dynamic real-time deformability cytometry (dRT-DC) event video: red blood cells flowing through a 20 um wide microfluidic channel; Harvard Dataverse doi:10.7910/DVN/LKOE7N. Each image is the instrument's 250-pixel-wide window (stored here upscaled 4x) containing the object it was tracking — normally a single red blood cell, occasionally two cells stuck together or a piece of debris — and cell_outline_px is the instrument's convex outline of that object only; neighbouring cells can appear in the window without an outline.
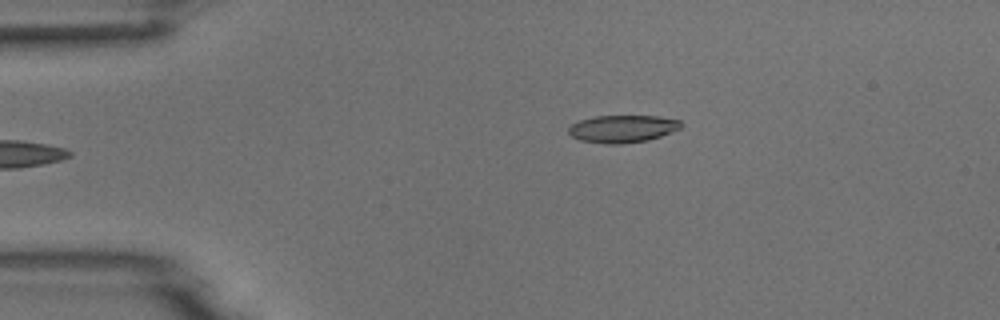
{"species": "common noctule bat (a hibernating species)", "species_latin": "Nyctalus noctula", "temperature_condition": "room temperature", "stored_images_in_passage": 5, "camera_frame_rate_fps": 3000, "um_per_image_px": 0.085, "animal": {"sex": "male", "body_mass_g": 18.8}, "frame": {"image": 1, "passage_image": 5, "time_ms": 5.667, "image_size_px": [1000, 320], "cell_outline_px": [[684, 124], [680, 128], [660, 136], [648, 140], [620, 144], [604, 144], [580, 140], [572, 136], [568, 132], [568, 128], [572, 124], [580, 120], [596, 116], [660, 116], [680, 120]], "centroid_in_image_um": [52.92, 10.94], "position_along_channel_um": 32.1, "area_um2": 17.98}}